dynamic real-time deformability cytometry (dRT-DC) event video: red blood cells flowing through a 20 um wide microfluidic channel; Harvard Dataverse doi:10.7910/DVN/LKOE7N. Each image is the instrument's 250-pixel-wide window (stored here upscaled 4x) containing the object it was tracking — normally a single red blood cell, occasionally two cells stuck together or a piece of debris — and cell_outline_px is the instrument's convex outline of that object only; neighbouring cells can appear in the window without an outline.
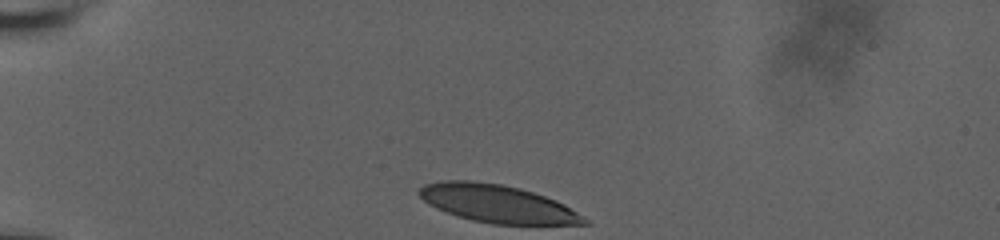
{"species": "human", "species_latin": "Homo sapiens", "temperature_condition": "room temperature", "stored_images_in_passage": 10, "camera_frame_rate_fps": 3000, "um_per_image_px": 0.085, "donor": {"sex": "male"}, "frame": {"image": 1, "passage_image": 1, "time_ms": 0.0, "image_size_px": [1000, 240], "cell_outline_px": [[592, 224], [492, 224], [472, 220], [436, 208], [428, 204], [416, 192], [424, 184], [444, 180], [472, 180], [500, 184], [520, 188], [556, 200], [564, 204], [584, 216]], "centroid_in_image_um": [42.28, 17.31], "position_along_channel_um": 42.7, "area_um2": 36.18}}
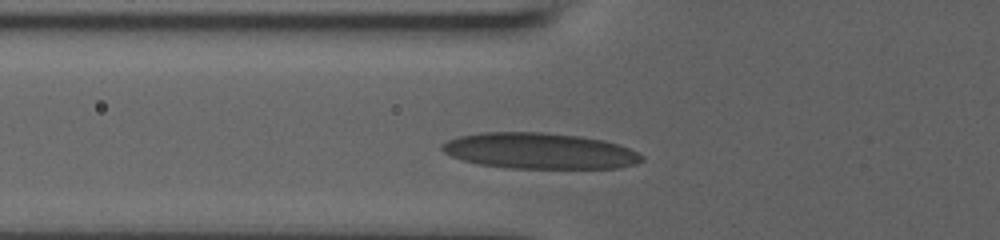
{"frame": {"image": 2, "passage_image": 9, "time_ms": 2.333, "image_size_px": [1000, 240], "cell_outline_px": [[644, 160], [636, 164], [620, 168], [504, 168], [480, 164], [464, 160], [452, 156], [444, 152], [440, 148], [440, 144], [448, 140], [460, 136], [480, 132], [540, 132], [580, 136], [604, 140], [628, 148], [644, 156]], "centroid_in_image_um": [45.86, 12.83], "position_along_channel_um": 79.9, "area_um2": 41.85}}